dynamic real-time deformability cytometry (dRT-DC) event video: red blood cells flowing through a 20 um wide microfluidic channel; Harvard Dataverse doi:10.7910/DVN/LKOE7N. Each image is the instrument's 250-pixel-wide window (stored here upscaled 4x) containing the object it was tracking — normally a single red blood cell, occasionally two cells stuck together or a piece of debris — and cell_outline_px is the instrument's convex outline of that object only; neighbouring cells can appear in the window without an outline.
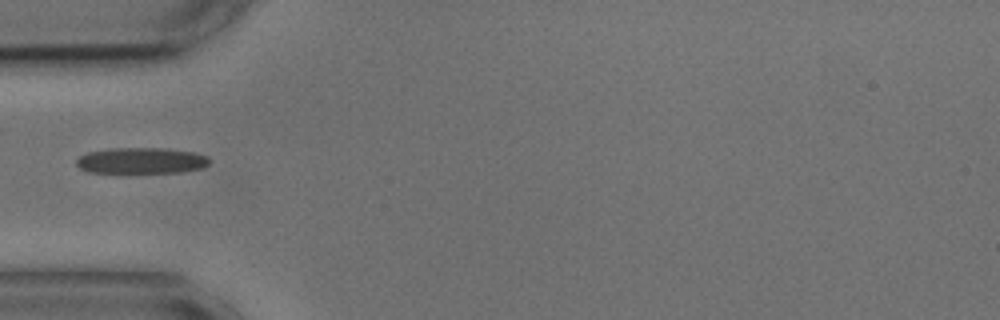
{"species": "common noctule bat (a hibernating species)", "species_latin": "Nyctalus noctula", "temperature_condition": "cold", "stored_images_in_passage": 38, "camera_frame_rate_fps": 3000, "um_per_image_px": 0.085, "animal": {"sex": "male", "body_mass_g": 17.9, "forearm_length_mm": 54.2}, "frame": {"image": 1, "passage_image": 1, "time_ms": 0.0, "image_size_px": [1000, 320], "cell_outline_px": [[208, 164], [204, 168], [180, 172], [92, 172], [80, 168], [76, 164], [76, 160], [80, 156], [88, 152], [108, 148], [168, 148], [192, 152], [208, 156]], "centroid_in_image_um": [12.02, 13.64], "position_along_channel_um": 73.0, "area_um2": 20.06}}
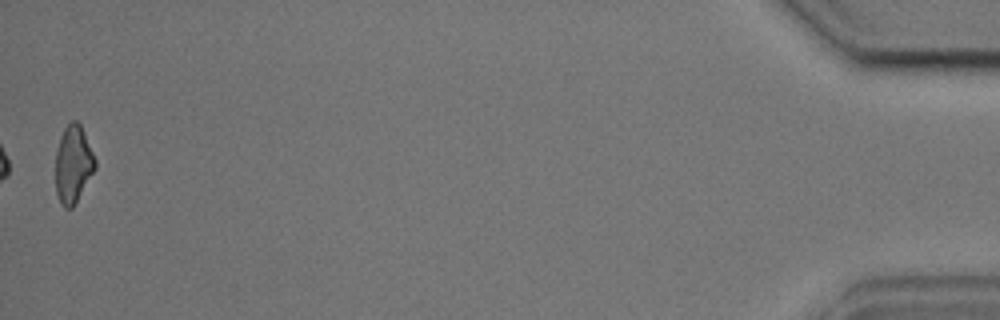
{"frame": {"image": 2, "passage_image": 38, "time_ms": 12.333, "image_size_px": [1000, 320], "cell_outline_px": [[96, 168], [72, 208], [64, 208], [60, 204], [56, 192], [56, 148], [60, 136], [64, 128], [72, 120], [76, 120], [80, 124], [84, 132], [96, 160]], "centroid_in_image_um": [6.21, 13.95], "position_along_channel_um": 429.0, "area_um2": 17.86}}